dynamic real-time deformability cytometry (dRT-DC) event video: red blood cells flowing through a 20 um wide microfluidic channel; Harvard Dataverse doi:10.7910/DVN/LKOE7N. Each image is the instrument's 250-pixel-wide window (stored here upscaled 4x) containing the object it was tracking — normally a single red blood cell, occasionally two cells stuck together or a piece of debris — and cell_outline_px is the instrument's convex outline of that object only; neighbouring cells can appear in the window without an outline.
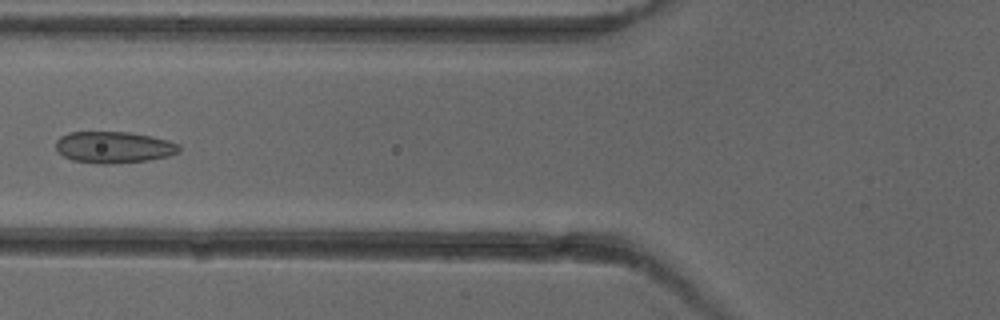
{"species": "common noctule bat (a hibernating species)", "species_latin": "Nyctalus noctula", "temperature_condition": "cold", "stored_images_in_passage": 7, "camera_frame_rate_fps": 3000, "um_per_image_px": 0.085, "animal": {"sex": "female"}, "frame": {"image": 1, "passage_image": 6, "time_ms": 6.0, "image_size_px": [1000, 320], "cell_outline_px": [[180, 152], [168, 156], [148, 160], [108, 164], [100, 164], [72, 160], [64, 156], [56, 148], [56, 140], [60, 136], [68, 132], [128, 132], [152, 136], [168, 140], [180, 144]], "centroid_in_image_um": [9.69, 12.51], "position_along_channel_um": 116.1, "area_um2": 22.72}}
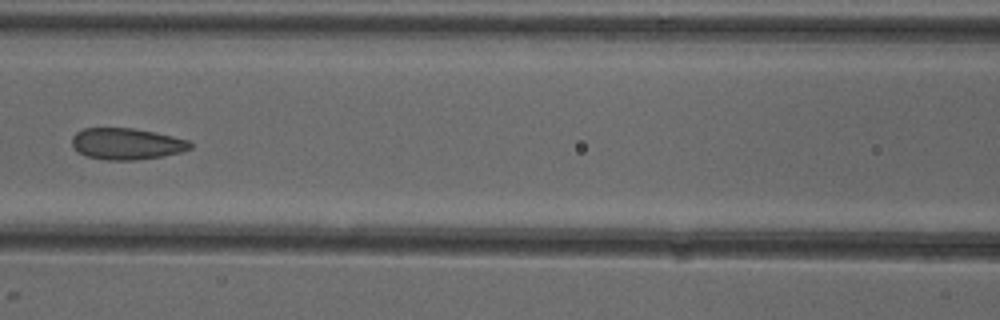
{"frame": {"image": 2, "passage_image": 7, "time_ms": 7.0, "image_size_px": [1000, 320], "cell_outline_px": [[192, 148], [180, 152], [164, 156], [136, 160], [104, 160], [88, 156], [80, 152], [72, 144], [72, 136], [76, 132], [84, 128], [132, 128], [172, 136], [188, 140], [192, 144]], "centroid_in_image_um": [10.77, 12.23], "position_along_channel_um": 155.8, "area_um2": 21.5}}